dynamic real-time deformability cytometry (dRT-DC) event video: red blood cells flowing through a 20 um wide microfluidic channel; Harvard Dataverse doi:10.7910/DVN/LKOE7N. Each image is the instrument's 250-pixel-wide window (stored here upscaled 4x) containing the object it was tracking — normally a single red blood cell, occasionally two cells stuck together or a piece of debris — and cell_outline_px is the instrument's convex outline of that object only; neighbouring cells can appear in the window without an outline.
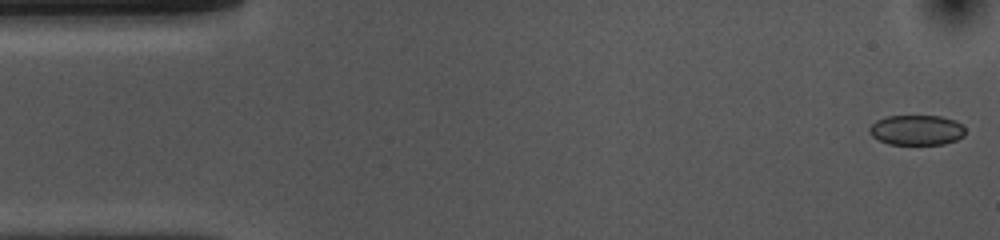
{"species": "common noctule bat (a hibernating species)", "species_latin": "Nyctalus noctula", "temperature_condition": "cold", "stored_images_in_passage": 53, "segment_of_instrument_passage": [1, 2], "camera_frame_rate_fps": 3000, "um_per_image_px": 0.085, "animal": {"sex": "female", "body_mass_g": 10.0, "forearm_length_mm": 53.1}, "frame": {"image": 1, "passage_image": 1, "time_ms": 0.0, "image_size_px": [1000, 240], "cell_outline_px": [[964, 136], [956, 140], [944, 144], [888, 144], [872, 136], [868, 132], [868, 128], [876, 120], [888, 116], [940, 116], [956, 120], [964, 128]], "centroid_in_image_um": [77.9, 11.05], "position_along_channel_um": 7.1, "area_um2": 16.82}}
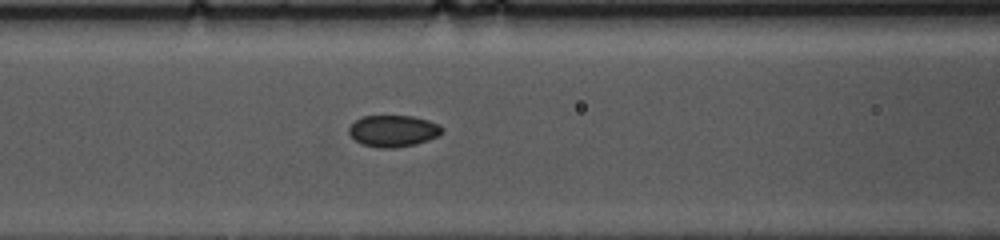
{"frame": {"image": 2, "passage_image": 20, "time_ms": 6.333, "image_size_px": [1000, 240], "cell_outline_px": [[444, 132], [440, 136], [416, 144], [392, 148], [380, 148], [360, 144], [348, 132], [348, 128], [356, 120], [364, 116], [412, 116], [428, 120], [440, 124], [444, 128]], "centroid_in_image_um": [33.47, 11.13], "position_along_channel_um": 133.1, "area_um2": 17.28}}
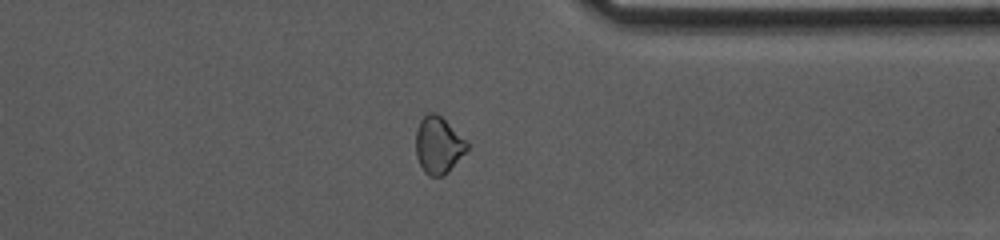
{"frame": {"image": 3, "passage_image": 40, "time_ms": 13.0, "image_size_px": [1000, 240], "cell_outline_px": [[468, 148], [448, 172], [444, 176], [428, 176], [424, 172], [416, 156], [416, 132], [420, 120], [428, 112], [436, 112], [468, 144]], "centroid_in_image_um": [37.22, 12.36], "position_along_channel_um": 374.2, "area_um2": 16.59}}